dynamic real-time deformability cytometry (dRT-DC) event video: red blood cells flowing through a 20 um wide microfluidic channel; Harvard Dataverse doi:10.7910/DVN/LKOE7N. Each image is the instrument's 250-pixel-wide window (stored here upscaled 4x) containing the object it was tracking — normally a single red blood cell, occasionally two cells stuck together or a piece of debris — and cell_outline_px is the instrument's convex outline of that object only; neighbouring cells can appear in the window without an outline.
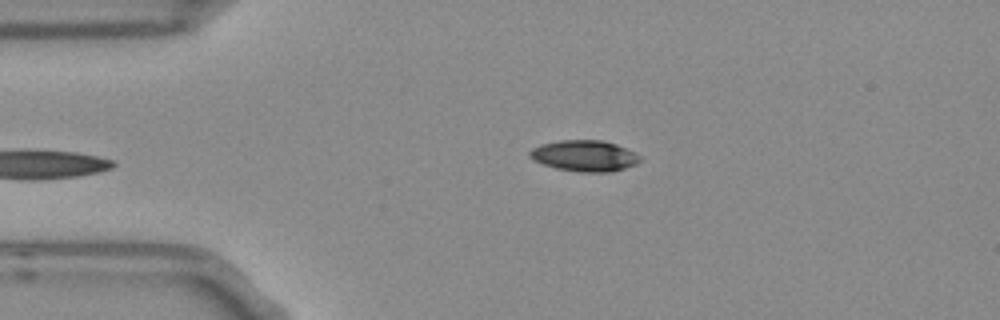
{"species": "Egyptian fruit bat (a non-hibernating species)", "species_latin": "Rousettus aegyptiacus", "temperature_condition": "room temperature", "stored_images_in_passage": 4, "camera_frame_rate_fps": 3000, "um_per_image_px": 0.085, "frame": {"image": 1, "passage_image": 4, "time_ms": 1.0, "image_size_px": [1000, 320], "cell_outline_px": [[640, 160], [636, 164], [612, 172], [580, 172], [556, 168], [532, 160], [528, 156], [528, 152], [532, 148], [540, 144], [560, 140], [604, 140], [616, 144], [636, 152], [640, 156]], "centroid_in_image_um": [49.67, 13.24], "position_along_channel_um": 35.3, "area_um2": 20.11}}